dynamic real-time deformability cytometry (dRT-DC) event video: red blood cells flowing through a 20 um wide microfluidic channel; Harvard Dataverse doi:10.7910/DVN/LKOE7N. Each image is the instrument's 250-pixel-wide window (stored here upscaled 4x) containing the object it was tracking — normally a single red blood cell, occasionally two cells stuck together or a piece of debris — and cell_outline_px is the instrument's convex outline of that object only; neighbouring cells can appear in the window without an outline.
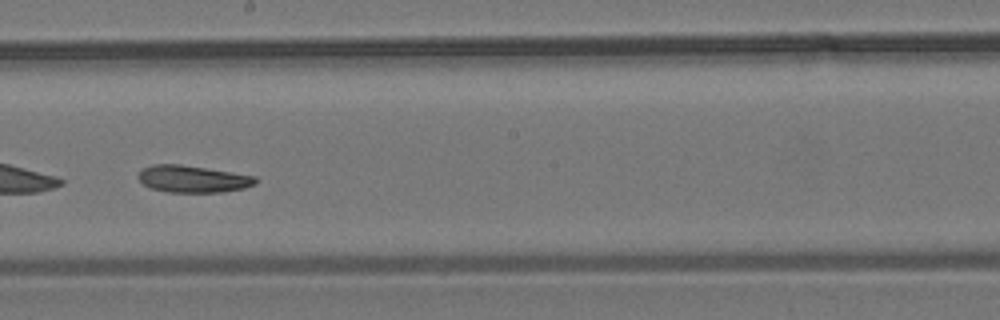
{"species": "common noctule bat (a hibernating species)", "species_latin": "Nyctalus noctula", "temperature_condition": "room temperature", "stored_images_in_passage": 54, "camera_frame_rate_fps": 3000, "um_per_image_px": 0.085, "animal": {"sex": "male", "body_mass_g": 19.2, "forearm_length_mm": 51.8}, "frame": {"image": 1, "passage_image": 31, "time_ms": 10.0, "image_size_px": [1000, 320], "cell_outline_px": [[256, 184], [244, 188], [224, 192], [168, 192], [152, 188], [144, 184], [136, 176], [140, 168], [152, 164], [180, 164], [256, 176]], "centroid_in_image_um": [16.35, 15.2], "position_along_channel_um": 231.8, "area_um2": 18.5}}